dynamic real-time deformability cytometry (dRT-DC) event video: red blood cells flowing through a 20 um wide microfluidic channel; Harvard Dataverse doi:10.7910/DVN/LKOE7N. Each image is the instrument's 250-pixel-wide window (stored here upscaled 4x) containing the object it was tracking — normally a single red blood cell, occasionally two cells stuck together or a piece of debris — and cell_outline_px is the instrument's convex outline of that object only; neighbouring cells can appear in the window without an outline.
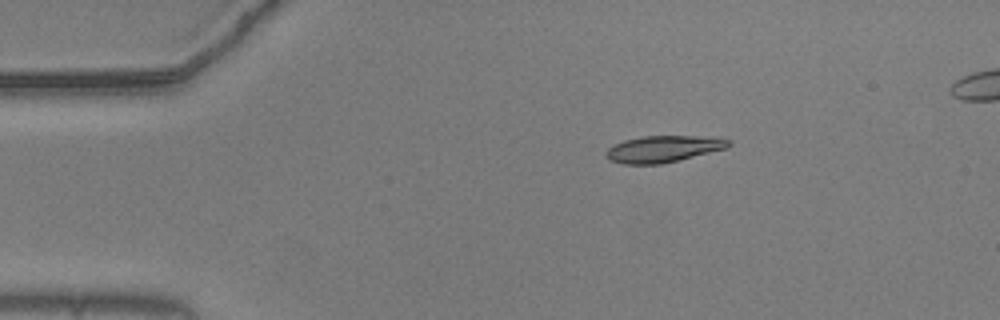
{"species": "common noctule bat (a hibernating species)", "species_latin": "Nyctalus noctula", "temperature_condition": "warm", "stored_images_in_passage": 46, "camera_frame_rate_fps": 3000, "um_per_image_px": 0.085, "animal": {"sex": "male", "body_mass_g": 20.5, "forearm_length_mm": 52.5}, "frame": {"image": 1, "passage_image": 1, "time_ms": 0.0, "image_size_px": [1000, 320], "cell_outline_px": [[732, 144], [728, 148], [660, 164], [624, 164], [608, 160], [604, 156], [604, 152], [608, 148], [624, 140], [644, 136], [696, 136], [732, 140]], "centroid_in_image_um": [56.34, 12.66], "position_along_channel_um": 28.7, "area_um2": 18.9}}
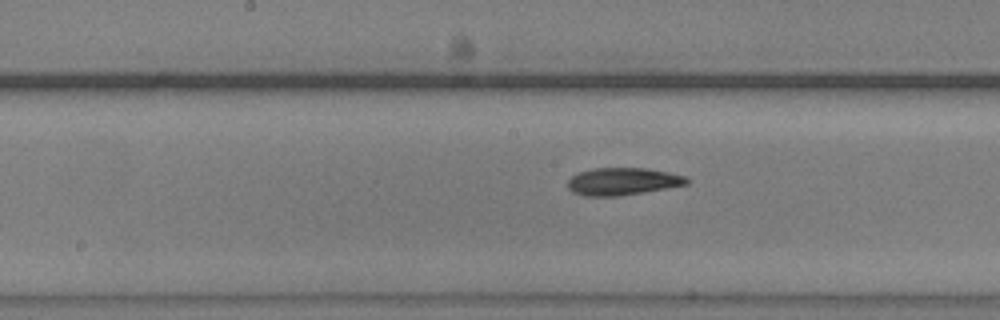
{"frame": {"image": 2, "passage_image": 19, "time_ms": 6.0, "image_size_px": [1000, 320], "cell_outline_px": [[692, 180], [688, 184], [668, 188], [644, 192], [616, 196], [584, 196], [572, 192], [568, 188], [568, 180], [572, 176], [580, 172], [592, 168], [644, 168], [668, 172], [684, 176]], "centroid_in_image_um": [52.94, 15.42], "position_along_channel_um": 195.3, "area_um2": 19.02}}
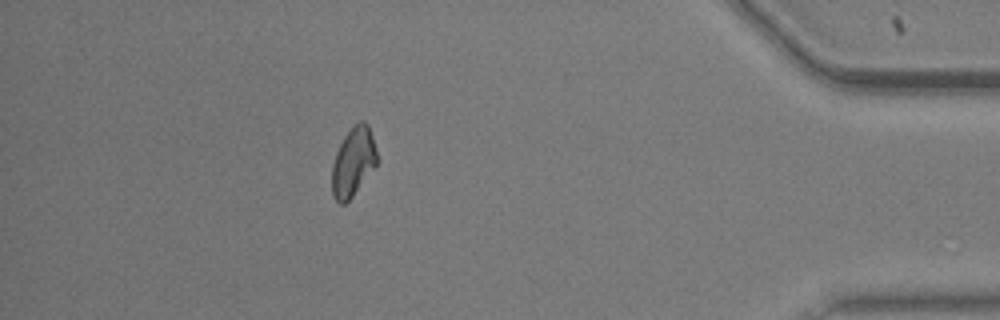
{"frame": {"image": 3, "passage_image": 40, "time_ms": 13.0, "image_size_px": [1000, 320], "cell_outline_px": [[380, 160], [352, 196], [344, 204], [340, 204], [332, 196], [332, 164], [336, 152], [344, 136], [360, 120], [364, 120], [368, 124]], "centroid_in_image_um": [30.03, 13.76], "position_along_channel_um": 405.2, "area_um2": 18.03}}